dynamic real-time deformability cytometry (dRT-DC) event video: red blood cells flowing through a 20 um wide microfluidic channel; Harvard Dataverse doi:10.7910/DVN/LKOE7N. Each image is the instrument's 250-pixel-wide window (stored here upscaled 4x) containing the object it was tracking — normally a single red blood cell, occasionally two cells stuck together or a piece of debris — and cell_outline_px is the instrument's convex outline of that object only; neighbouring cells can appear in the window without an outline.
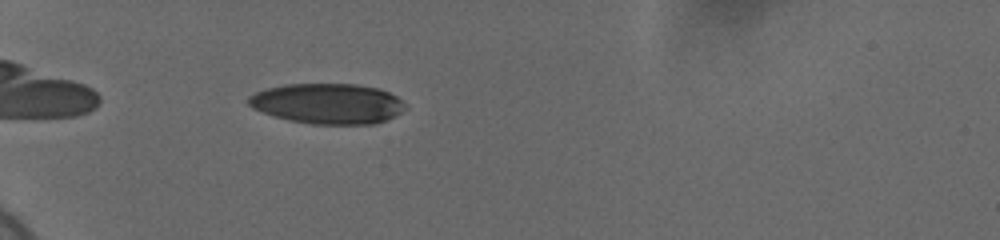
{"species": "human", "species_latin": "Homo sapiens", "temperature_condition": "cold", "stored_images_in_passage": 41, "camera_frame_rate_fps": 3000, "um_per_image_px": 0.085, "donor": {"sex": "female"}, "frame": {"image": 1, "passage_image": 3, "time_ms": 0.667, "image_size_px": [1000, 240], "cell_outline_px": [[408, 108], [376, 124], [312, 124], [288, 120], [252, 108], [248, 104], [248, 96], [256, 92], [268, 88], [284, 84], [356, 84], [380, 88], [396, 96]], "centroid_in_image_um": [27.85, 8.8], "position_along_channel_um": 57.2, "area_um2": 36.76}}
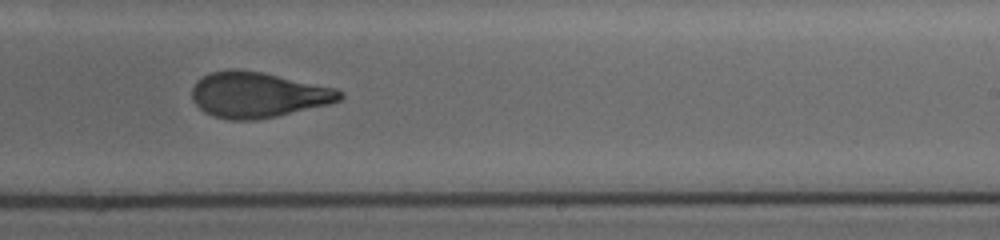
{"frame": {"image": 2, "passage_image": 22, "time_ms": 7.0, "image_size_px": [1000, 240], "cell_outline_px": [[344, 96], [340, 100], [328, 104], [276, 116], [252, 120], [232, 120], [212, 116], [204, 112], [192, 100], [192, 88], [196, 80], [212, 72], [232, 68], [260, 72], [336, 88], [344, 92]], "centroid_in_image_um": [21.9, 8.06], "position_along_channel_um": 267.1, "area_um2": 39.02}}
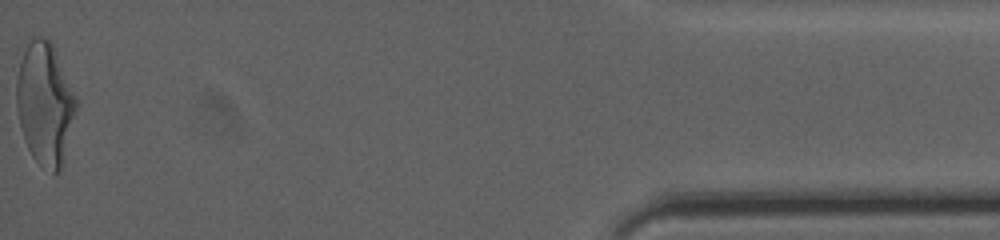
{"frame": {"image": 3, "passage_image": 41, "time_ms": 13.333, "image_size_px": [1000, 240], "cell_outline_px": [[76, 108], [60, 168], [56, 172], [52, 172], [40, 164], [32, 156], [24, 140], [16, 108], [16, 80], [20, 64], [24, 52], [28, 44], [36, 36], [48, 36], [52, 40], [76, 96]], "centroid_in_image_um": [3.8, 8.73], "position_along_channel_um": 431.4, "area_um2": 41.91}, "authors_computed_cell_mechanics": {"area_um2": 39.1884, "velocity_mm_per_s": 3.7063, "shape_relaxation_time_tau1_ms": 6.769, "shape_relaxation_time_tau2_ms": 1.4444, "deformation_change_tau1": 0.2316, "deformation_change_tau2": 0.0886}}